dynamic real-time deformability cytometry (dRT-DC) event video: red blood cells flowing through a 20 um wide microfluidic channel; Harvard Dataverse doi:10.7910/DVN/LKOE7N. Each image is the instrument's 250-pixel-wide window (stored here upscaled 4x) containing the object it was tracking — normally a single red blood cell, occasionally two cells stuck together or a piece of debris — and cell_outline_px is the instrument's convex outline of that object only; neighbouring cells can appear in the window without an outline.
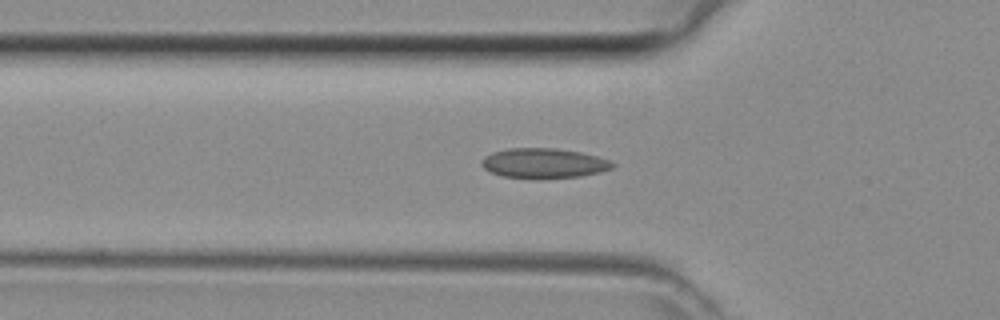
{"species": "common noctule bat (a hibernating species)", "species_latin": "Nyctalus noctula", "temperature_condition": "room temperature", "stored_images_in_passage": 35, "camera_frame_rate_fps": 3000, "um_per_image_px": 0.085, "animal": {"sex": "female", "body_mass_g": 29.2, "forearm_length_mm": 56.3}, "frame": {"image": 1, "passage_image": 10, "time_ms": 3.0, "image_size_px": [1000, 320], "cell_outline_px": [[616, 164], [612, 168], [600, 172], [580, 176], [504, 176], [492, 172], [484, 168], [480, 164], [480, 160], [484, 156], [492, 152], [508, 148], [556, 148], [580, 152], [596, 156], [608, 160]], "centroid_in_image_um": [46.2, 13.82], "position_along_channel_um": 79.6, "area_um2": 22.02}}
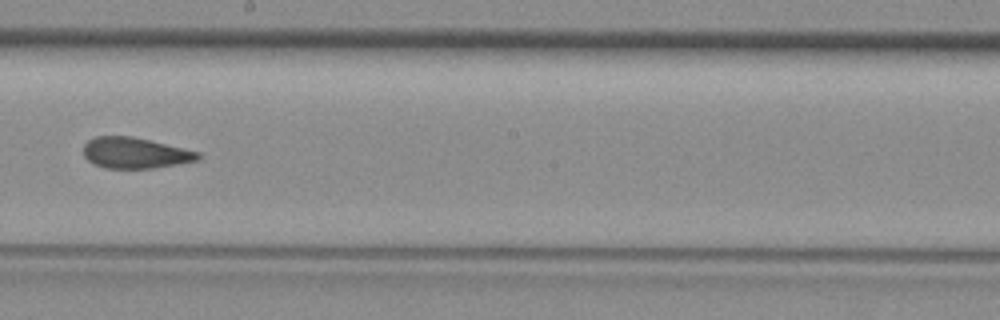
{"frame": {"image": 2, "passage_image": 20, "time_ms": 6.333, "image_size_px": [1000, 320], "cell_outline_px": [[200, 160], [152, 168], [104, 168], [88, 160], [84, 156], [84, 144], [88, 140], [96, 136], [132, 136], [200, 152]], "centroid_in_image_um": [11.48, 12.99], "position_along_channel_um": 236.7, "area_um2": 20.46}}
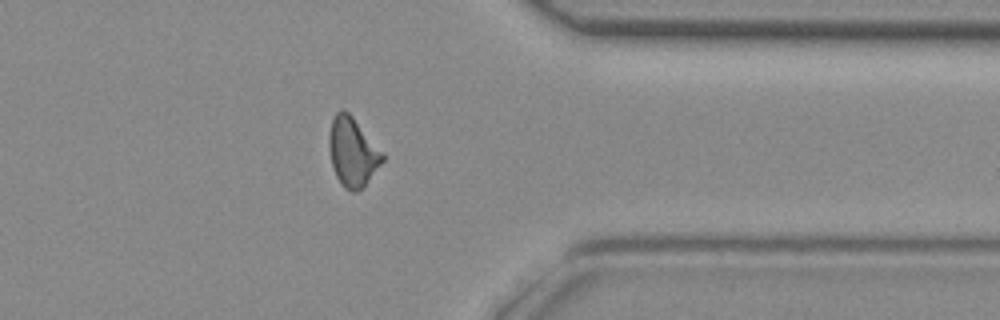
{"frame": {"image": 3, "passage_image": 30, "time_ms": 9.667, "image_size_px": [1000, 320], "cell_outline_px": [[384, 160], [364, 184], [356, 192], [352, 192], [344, 188], [340, 184], [336, 176], [332, 164], [328, 148], [328, 136], [332, 120], [336, 112], [344, 108], [352, 116], [384, 152]], "centroid_in_image_um": [29.95, 12.89], "position_along_channel_um": 381.5, "area_um2": 21.39}}